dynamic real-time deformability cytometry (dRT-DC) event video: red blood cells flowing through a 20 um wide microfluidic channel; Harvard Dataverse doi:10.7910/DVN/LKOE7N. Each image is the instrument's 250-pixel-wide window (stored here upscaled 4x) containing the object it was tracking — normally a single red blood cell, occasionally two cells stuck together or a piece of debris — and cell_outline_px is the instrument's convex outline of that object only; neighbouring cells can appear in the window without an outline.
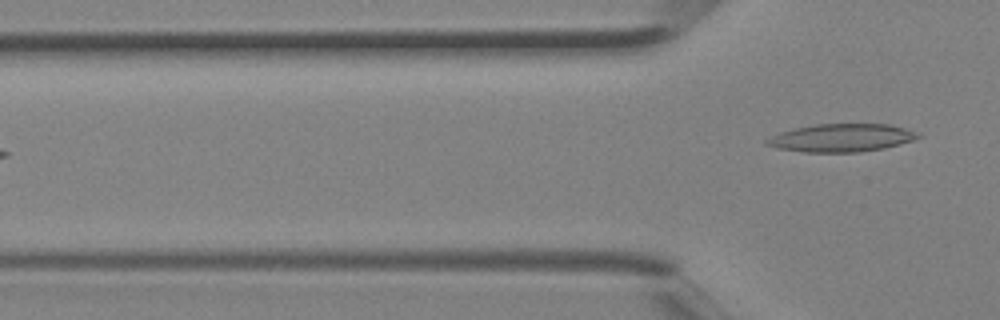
{"species": "Egyptian fruit bat (a non-hibernating species)", "species_latin": "Rousettus aegyptiacus", "temperature_condition": "room temperature", "stored_images_in_passage": 2, "camera_frame_rate_fps": 3000, "um_per_image_px": 0.085, "animal": {"sex": "female"}, "frame": {"image": 1, "passage_image": 2, "time_ms": 0.333, "image_size_px": [1000, 320], "cell_outline_px": [[920, 136], [912, 140], [900, 144], [884, 148], [860, 152], [804, 152], [776, 148], [764, 144], [764, 140], [780, 132], [792, 128], [812, 124], [888, 124], [920, 132]], "centroid_in_image_um": [71.49, 11.71], "position_along_channel_um": 54.3, "area_um2": 24.8}}